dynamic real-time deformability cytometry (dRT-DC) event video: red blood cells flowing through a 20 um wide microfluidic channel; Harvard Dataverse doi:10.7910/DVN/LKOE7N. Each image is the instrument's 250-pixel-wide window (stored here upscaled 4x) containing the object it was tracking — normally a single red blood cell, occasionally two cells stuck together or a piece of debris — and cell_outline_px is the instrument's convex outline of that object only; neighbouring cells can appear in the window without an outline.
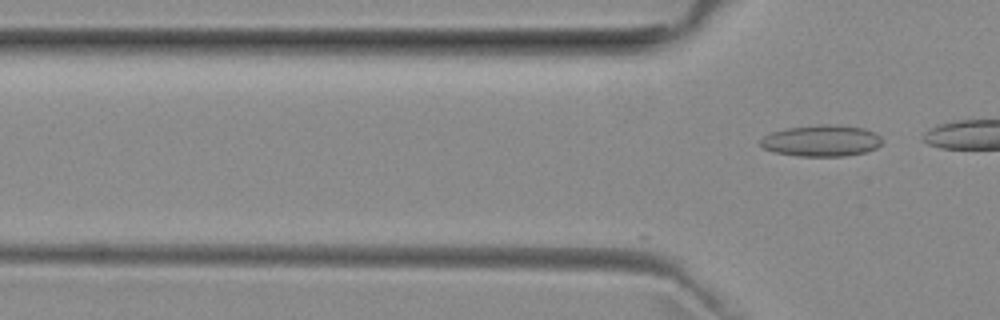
{"species": "common noctule bat (a hibernating species)", "species_latin": "Nyctalus noctula", "temperature_condition": "room temperature", "stored_images_in_passage": 13, "camera_frame_rate_fps": 3000, "um_per_image_px": 0.085, "animal": {"sex": "female", "body_mass_g": 29.2, "forearm_length_mm": 56.3}, "frame": {"image": 1, "passage_image": 13, "time_ms": 4.0, "image_size_px": [1000, 320], "cell_outline_px": [[880, 144], [876, 148], [864, 152], [844, 156], [800, 156], [772, 152], [764, 148], [760, 144], [760, 140], [764, 136], [772, 132], [788, 128], [820, 124], [836, 124], [864, 128], [880, 136]], "centroid_in_image_um": [69.8, 11.96], "position_along_channel_um": 56.0, "area_um2": 22.14}}